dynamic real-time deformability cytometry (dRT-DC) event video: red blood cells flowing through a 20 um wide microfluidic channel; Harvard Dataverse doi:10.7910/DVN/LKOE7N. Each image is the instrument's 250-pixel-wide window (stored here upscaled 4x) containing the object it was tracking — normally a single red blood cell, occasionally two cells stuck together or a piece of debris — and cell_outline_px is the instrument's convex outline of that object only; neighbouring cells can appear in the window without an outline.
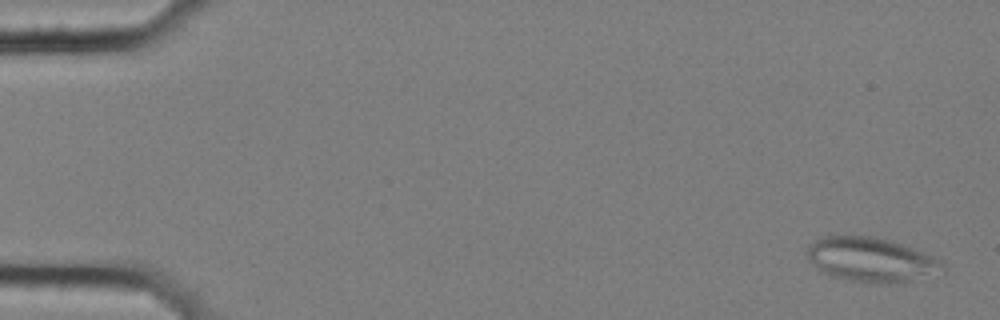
{"species": "common noctule bat (a hibernating species)", "species_latin": "Nyctalus noctula", "temperature_condition": "cold", "stored_images_in_passage": 6, "camera_frame_rate_fps": 3000, "um_per_image_px": 0.085, "animal": {"sex": "female", "body_mass_g": 25.1}, "frame": {"image": 1, "passage_image": 1, "time_ms": 0.0, "image_size_px": [1000, 320], "cell_outline_px": [[944, 264], [908, 280], [888, 284], [868, 284], [832, 276], [820, 272], [812, 264], [808, 256], [808, 244], [820, 236], [876, 236], [912, 248], [944, 260]], "centroid_in_image_um": [73.87, 22.05], "position_along_channel_um": 11.1, "area_um2": 34.16}}